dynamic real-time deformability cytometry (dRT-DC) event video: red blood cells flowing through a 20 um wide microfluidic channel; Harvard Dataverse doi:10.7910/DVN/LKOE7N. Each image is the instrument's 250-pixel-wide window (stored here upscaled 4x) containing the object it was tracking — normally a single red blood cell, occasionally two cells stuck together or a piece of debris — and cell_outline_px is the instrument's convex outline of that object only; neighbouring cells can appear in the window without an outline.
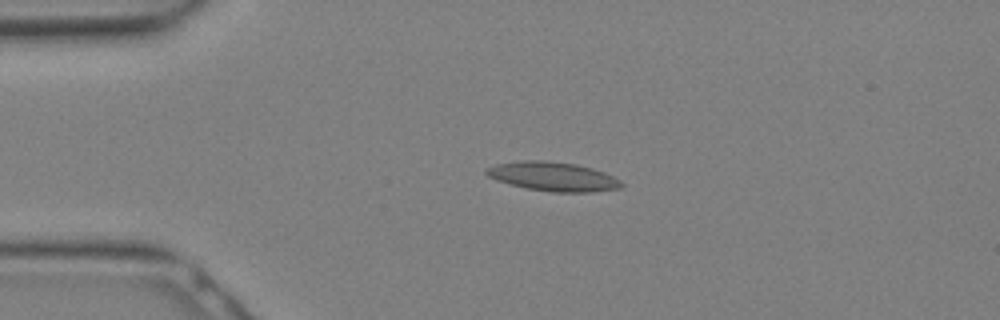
{"species": "Egyptian fruit bat (a non-hibernating species)", "species_latin": "Rousettus aegyptiacus", "temperature_condition": "warm", "stored_images_in_passage": 7, "camera_frame_rate_fps": 3000, "um_per_image_px": 0.085, "animal": {"sex": "female"}, "frame": {"image": 1, "passage_image": 3, "time_ms": 0.667, "image_size_px": [1000, 320], "cell_outline_px": [[624, 184], [620, 188], [592, 192], [552, 192], [528, 188], [496, 180], [488, 176], [484, 172], [488, 168], [496, 164], [520, 160], [544, 160], [576, 164], [592, 168], [604, 172], [620, 180]], "centroid_in_image_um": [47.02, 15.0], "position_along_channel_um": 38.0, "area_um2": 22.77}}
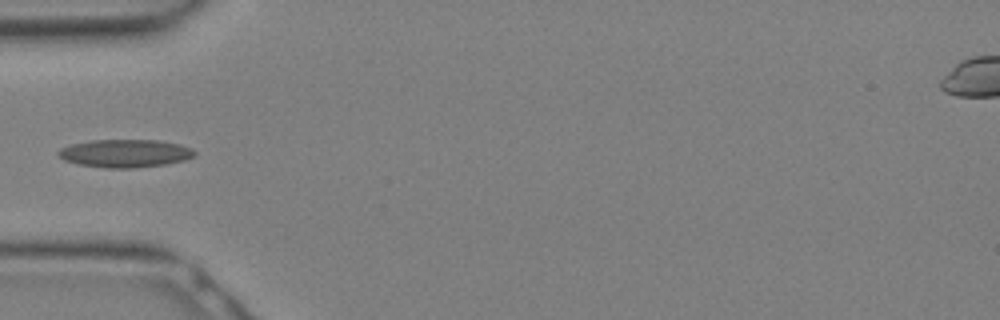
{"frame": {"image": 2, "passage_image": 6, "time_ms": 1.667, "image_size_px": [1000, 320], "cell_outline_px": [[196, 156], [184, 160], [164, 164], [136, 168], [108, 168], [80, 164], [64, 160], [56, 156], [56, 152], [60, 148], [72, 144], [92, 140], [156, 140], [180, 144], [192, 148], [196, 152]], "centroid_in_image_um": [10.63, 13.03], "position_along_channel_um": 74.4, "area_um2": 22.25}}